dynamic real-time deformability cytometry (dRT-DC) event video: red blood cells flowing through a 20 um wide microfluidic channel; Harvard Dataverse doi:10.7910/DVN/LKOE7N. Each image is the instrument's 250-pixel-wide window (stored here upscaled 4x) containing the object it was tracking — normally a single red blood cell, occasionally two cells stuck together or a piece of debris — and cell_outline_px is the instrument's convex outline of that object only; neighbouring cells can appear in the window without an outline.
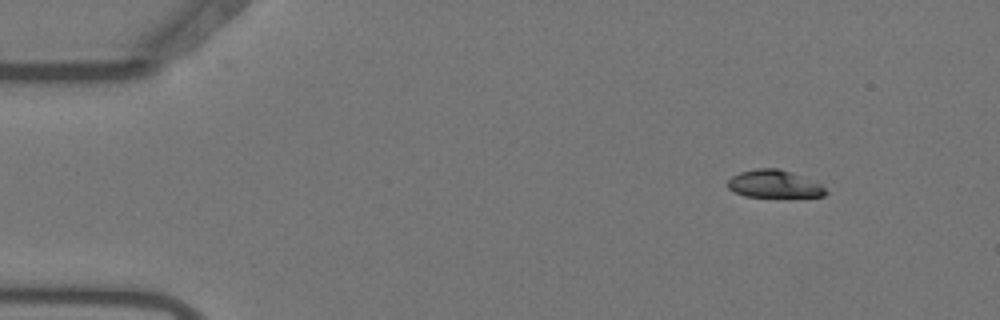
{"species": "Egyptian fruit bat (a non-hibernating species)", "species_latin": "Rousettus aegyptiacus", "temperature_condition": "warm", "stored_images_in_passage": 51, "camera_frame_rate_fps": 3000, "um_per_image_px": 0.085, "animal": {"sex": "female"}, "frame": {"image": 1, "passage_image": 2, "time_ms": 0.333, "image_size_px": [1000, 320], "cell_outline_px": [[828, 192], [824, 196], [744, 196], [728, 188], [728, 180], [732, 176], [740, 172], [756, 168], [776, 168], [792, 172], [820, 184]], "centroid_in_image_um": [65.78, 15.62], "position_along_channel_um": 19.2, "area_um2": 15.43}}
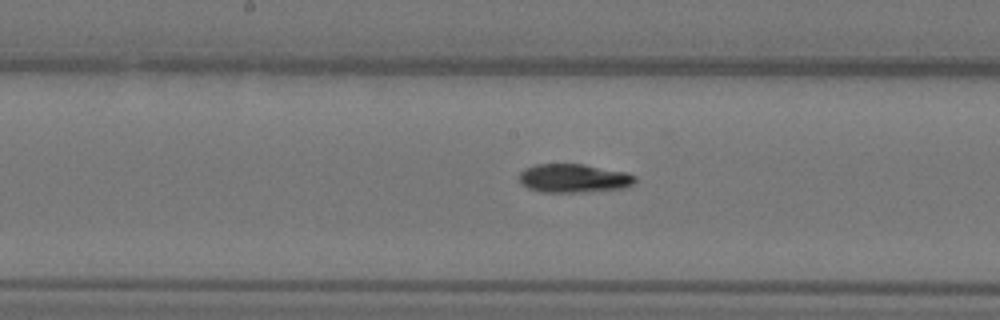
{"frame": {"image": 2, "passage_image": 24, "time_ms": 7.667, "image_size_px": [1000, 320], "cell_outline_px": [[636, 180], [632, 184], [624, 188], [576, 192], [544, 192], [528, 188], [520, 180], [520, 172], [524, 168], [536, 164], [584, 164], [628, 172], [636, 176]], "centroid_in_image_um": [48.79, 15.13], "position_along_channel_um": 199.4, "area_um2": 19.25}}
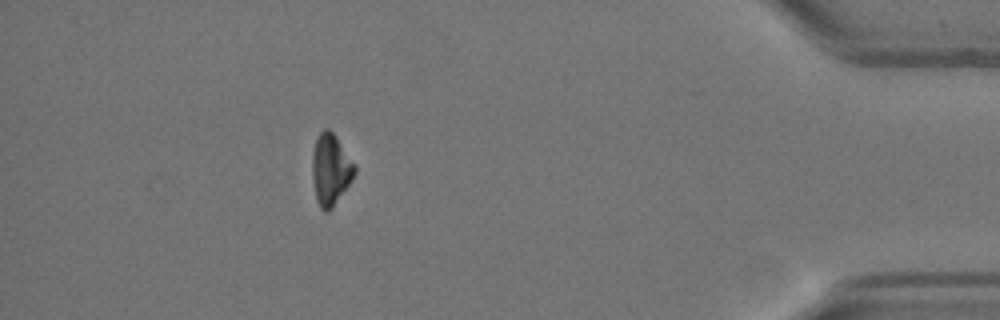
{"frame": {"image": 3, "passage_image": 45, "time_ms": 14.667, "image_size_px": [1000, 320], "cell_outline_px": [[356, 172], [352, 180], [332, 208], [328, 212], [324, 212], [320, 208], [316, 200], [312, 176], [312, 152], [316, 136], [324, 128], [328, 128], [336, 136], [356, 164]], "centroid_in_image_um": [28.1, 14.39], "position_along_channel_um": 407.1, "area_um2": 17.92}, "authors_computed_cell_mechanics": {"area_um2": 18.4382, "velocity_mm_per_s": 3.7026, "shape_relaxation_time_tau1_ms": 8.249, "shape_relaxation_time_tau2_ms": 3.3756, "deformation_change_tau1": 0.2282, "deformation_change_tau2": 0.0591}}